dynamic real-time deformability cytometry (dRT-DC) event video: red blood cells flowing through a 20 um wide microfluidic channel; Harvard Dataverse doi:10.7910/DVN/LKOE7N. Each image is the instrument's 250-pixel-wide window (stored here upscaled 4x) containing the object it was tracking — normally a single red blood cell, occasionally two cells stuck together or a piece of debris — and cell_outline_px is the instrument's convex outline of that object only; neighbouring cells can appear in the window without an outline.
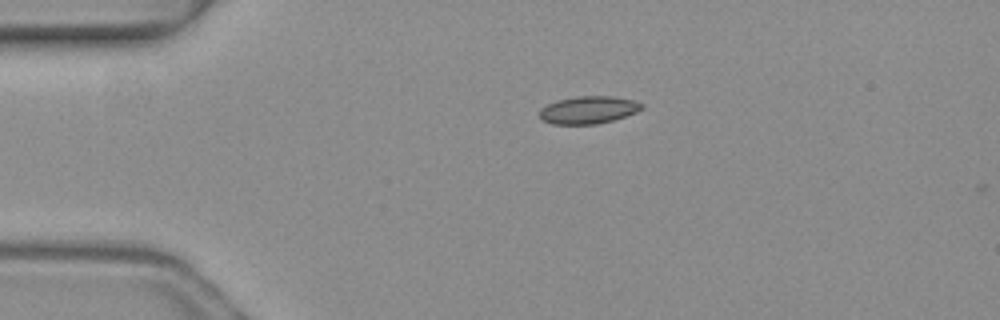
{"species": "common noctule bat (a hibernating species)", "species_latin": "Nyctalus noctula", "temperature_condition": "warm", "stored_images_in_passage": 2, "camera_frame_rate_fps": 3000, "um_per_image_px": 0.085, "animal": {"sex": "female", "body_mass_g": 19.3, "forearm_length_mm": 54.1}, "frame": {"image": 1, "passage_image": 1, "time_ms": 0.0, "image_size_px": [1000, 320], "cell_outline_px": [[644, 108], [636, 112], [612, 120], [596, 124], [552, 124], [544, 120], [540, 116], [540, 108], [556, 100], [580, 96], [612, 96], [632, 100], [644, 104]], "centroid_in_image_um": [50.02, 9.34], "position_along_channel_um": 35.0, "area_um2": 16.24}}
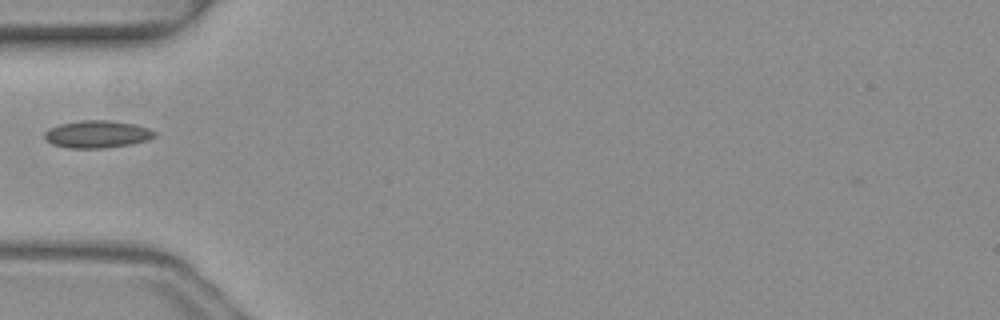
{"frame": {"image": 2, "passage_image": 2, "time_ms": 0.333, "image_size_px": [1000, 320], "cell_outline_px": [[156, 136], [148, 140], [132, 144], [104, 148], [68, 148], [52, 144], [44, 140], [44, 132], [48, 128], [60, 124], [80, 120], [108, 120], [136, 124], [148, 128], [156, 132]], "centroid_in_image_um": [8.25, 11.41], "position_along_channel_um": 76.8, "area_um2": 17.8}}